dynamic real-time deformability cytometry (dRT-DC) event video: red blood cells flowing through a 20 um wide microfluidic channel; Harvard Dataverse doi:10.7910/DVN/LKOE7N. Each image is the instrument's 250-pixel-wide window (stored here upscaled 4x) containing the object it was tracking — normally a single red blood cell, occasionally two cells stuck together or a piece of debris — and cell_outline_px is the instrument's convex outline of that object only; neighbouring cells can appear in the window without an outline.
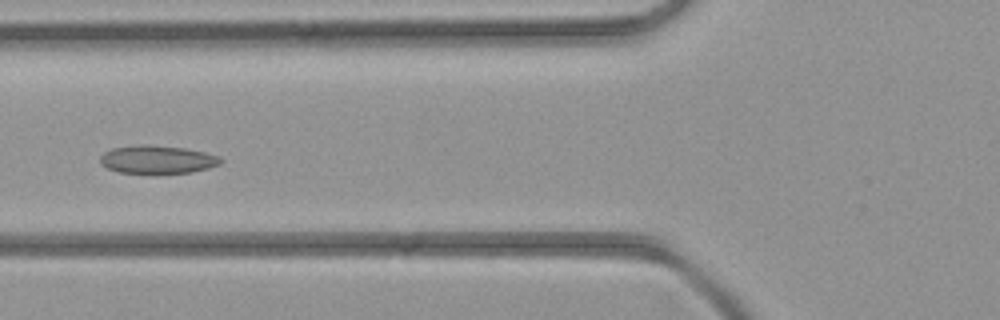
{"species": "common noctule bat (a hibernating species)", "species_latin": "Nyctalus noctula", "temperature_condition": "room temperature", "stored_images_in_passage": 6, "camera_frame_rate_fps": 3000, "um_per_image_px": 0.085, "animal": {"sex": "female", "body_mass_g": 21.9}, "frame": {"image": 1, "passage_image": 6, "time_ms": 5.667, "image_size_px": [1000, 320], "cell_outline_px": [[224, 160], [220, 164], [208, 168], [192, 172], [156, 176], [120, 172], [108, 168], [100, 164], [100, 156], [104, 152], [112, 148], [144, 144], [148, 144], [184, 148], [204, 152], [220, 156]], "centroid_in_image_um": [13.38, 13.6], "position_along_channel_um": 112.4, "area_um2": 20.52}}